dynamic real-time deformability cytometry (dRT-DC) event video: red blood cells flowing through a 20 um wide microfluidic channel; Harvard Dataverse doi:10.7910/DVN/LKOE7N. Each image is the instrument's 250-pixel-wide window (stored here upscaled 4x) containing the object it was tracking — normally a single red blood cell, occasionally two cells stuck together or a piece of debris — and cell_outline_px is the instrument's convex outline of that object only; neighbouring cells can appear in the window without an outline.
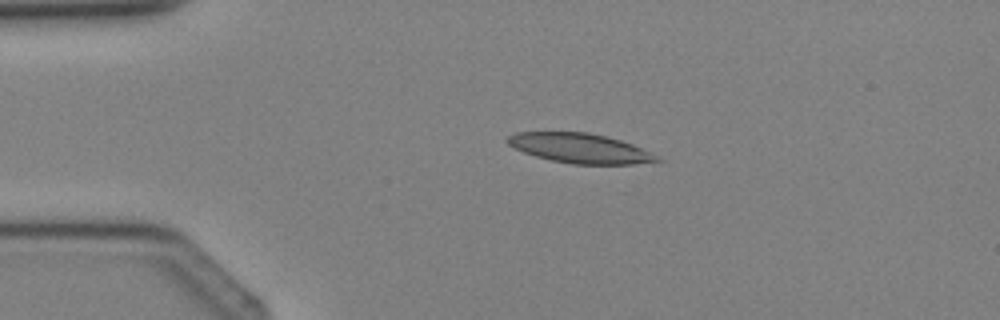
{"species": "Egyptian fruit bat (a non-hibernating species)", "species_latin": "Rousettus aegyptiacus", "temperature_condition": "cold", "stored_images_in_passage": 4, "camera_frame_rate_fps": 3000, "um_per_image_px": 0.085, "animal": {"sex": "female"}, "frame": {"image": 1, "passage_image": 2, "time_ms": 1.333, "image_size_px": [1000, 320], "cell_outline_px": [[664, 160], [632, 164], [572, 164], [552, 160], [536, 156], [524, 152], [508, 144], [504, 140], [508, 136], [516, 132], [588, 132], [608, 136], [632, 144]], "centroid_in_image_um": [49.26, 12.59], "position_along_channel_um": 35.7, "area_um2": 25.61}}